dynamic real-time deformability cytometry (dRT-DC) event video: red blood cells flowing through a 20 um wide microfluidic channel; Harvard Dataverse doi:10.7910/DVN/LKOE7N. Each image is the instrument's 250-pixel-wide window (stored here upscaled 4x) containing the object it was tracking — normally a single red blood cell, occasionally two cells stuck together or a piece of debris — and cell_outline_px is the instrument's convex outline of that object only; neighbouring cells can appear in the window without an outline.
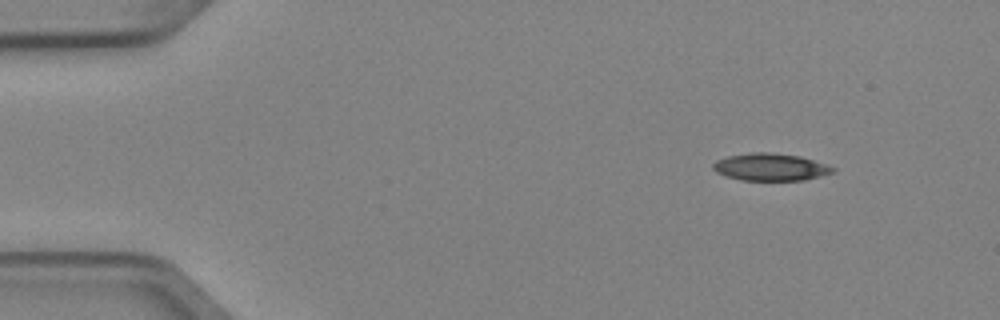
{"species": "Egyptian fruit bat (a non-hibernating species)", "species_latin": "Rousettus aegyptiacus", "temperature_condition": "cold", "stored_images_in_passage": 5, "camera_frame_rate_fps": 3000, "um_per_image_px": 0.085, "animal": {"sex": "female"}, "frame": {"image": 1, "passage_image": 1, "time_ms": 0.0, "image_size_px": [1000, 320], "cell_outline_px": [[836, 172], [804, 180], [740, 180], [716, 172], [712, 168], [712, 164], [716, 160], [728, 156], [752, 152], [768, 152], [800, 156], [828, 164], [836, 168]], "centroid_in_image_um": [65.52, 14.19], "position_along_channel_um": 19.5, "area_um2": 19.13}}
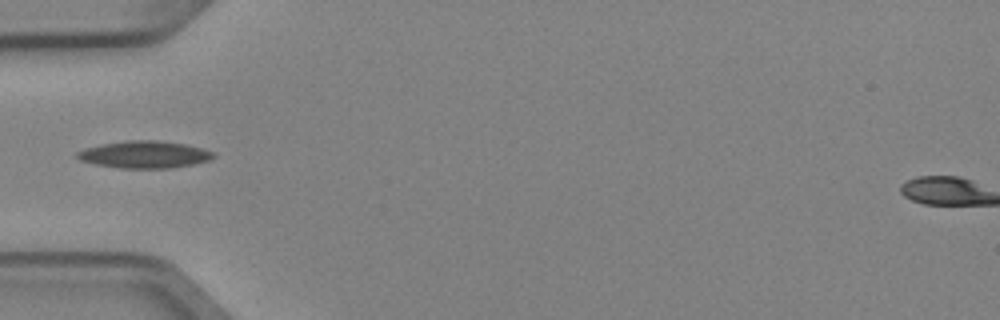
{"frame": {"image": 2, "passage_image": 4, "time_ms": 1.0, "image_size_px": [1000, 320], "cell_outline_px": [[216, 156], [208, 160], [192, 164], [168, 168], [120, 168], [96, 164], [80, 160], [76, 156], [76, 152], [84, 148], [104, 144], [128, 140], [160, 140], [184, 144], [216, 152]], "centroid_in_image_um": [12.28, 13.13], "position_along_channel_um": 72.7, "area_um2": 21.39}}
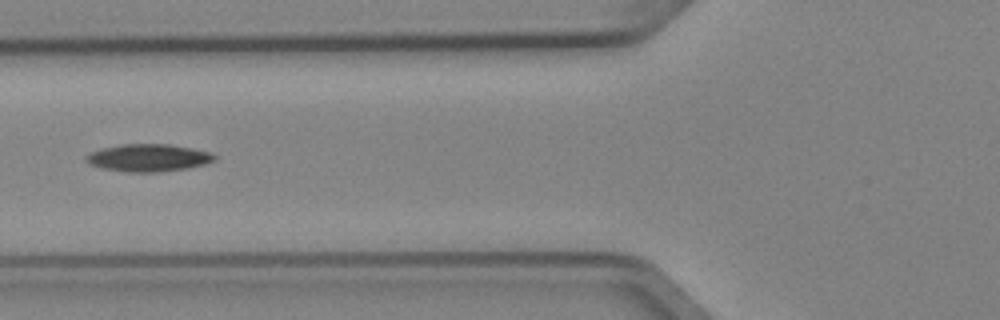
{"frame": {"image": 3, "passage_image": 5, "time_ms": 1.333, "image_size_px": [1000, 320], "cell_outline_px": [[216, 160], [204, 164], [188, 168], [160, 172], [128, 172], [100, 168], [88, 164], [84, 160], [84, 156], [100, 148], [120, 144], [168, 144], [192, 148], [212, 152], [216, 156]], "centroid_in_image_um": [12.58, 13.41], "position_along_channel_um": 113.2, "area_um2": 20.81}}